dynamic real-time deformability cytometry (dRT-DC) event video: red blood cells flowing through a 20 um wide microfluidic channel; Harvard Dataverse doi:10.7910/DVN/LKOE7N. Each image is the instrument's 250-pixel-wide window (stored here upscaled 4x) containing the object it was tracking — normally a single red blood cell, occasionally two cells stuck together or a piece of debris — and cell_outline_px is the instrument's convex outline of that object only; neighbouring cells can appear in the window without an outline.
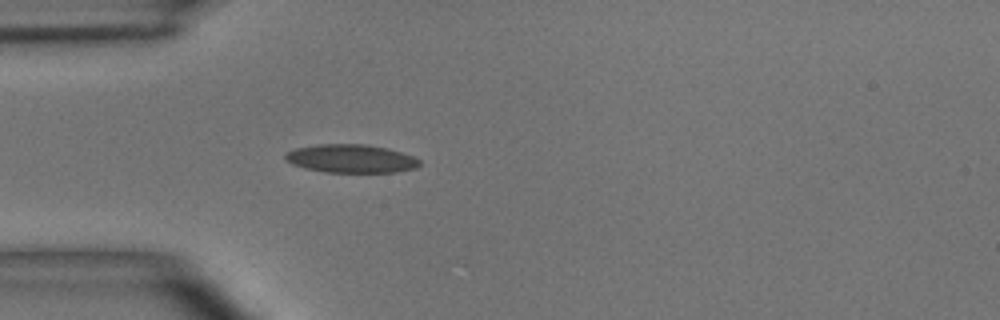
{"species": "common noctule bat (a hibernating species)", "species_latin": "Nyctalus noctula", "temperature_condition": "room temperature", "stored_images_in_passage": 1, "camera_frame_rate_fps": 3000, "um_per_image_px": 0.085, "animal": {"sex": "male", "body_mass_g": 15.6}, "frame": {"image": 1, "passage_image": 1, "time_ms": 0.0, "image_size_px": [1000, 320], "cell_outline_px": [[420, 164], [416, 168], [396, 172], [324, 172], [304, 168], [292, 164], [284, 160], [284, 156], [288, 152], [296, 148], [320, 144], [368, 144], [388, 148], [412, 156], [420, 160]], "centroid_in_image_um": [29.83, 13.48], "position_along_channel_um": 55.2, "area_um2": 22.2}}